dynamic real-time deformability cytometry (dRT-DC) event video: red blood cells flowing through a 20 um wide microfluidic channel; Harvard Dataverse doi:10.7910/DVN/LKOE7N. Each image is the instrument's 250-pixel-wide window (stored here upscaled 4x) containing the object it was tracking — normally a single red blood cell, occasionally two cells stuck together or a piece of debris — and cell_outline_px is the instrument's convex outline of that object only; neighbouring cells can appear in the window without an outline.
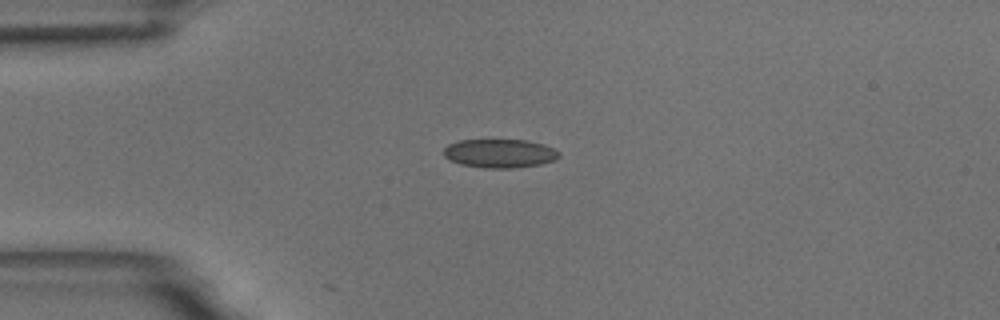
{"species": "common noctule bat (a hibernating species)", "species_latin": "Nyctalus noctula", "temperature_condition": "room temperature", "stored_images_in_passage": 3, "camera_frame_rate_fps": 3000, "um_per_image_px": 0.085, "animal": {"sex": "male", "body_mass_g": 18.8}, "frame": {"image": 1, "passage_image": 1, "time_ms": 0.0, "image_size_px": [1000, 320], "cell_outline_px": [[560, 156], [556, 160], [540, 164], [512, 168], [484, 168], [460, 164], [448, 160], [444, 156], [444, 148], [448, 144], [460, 140], [528, 140], [544, 144], [560, 152]], "centroid_in_image_um": [42.48, 13.04], "position_along_channel_um": 42.5, "area_um2": 19.42}}